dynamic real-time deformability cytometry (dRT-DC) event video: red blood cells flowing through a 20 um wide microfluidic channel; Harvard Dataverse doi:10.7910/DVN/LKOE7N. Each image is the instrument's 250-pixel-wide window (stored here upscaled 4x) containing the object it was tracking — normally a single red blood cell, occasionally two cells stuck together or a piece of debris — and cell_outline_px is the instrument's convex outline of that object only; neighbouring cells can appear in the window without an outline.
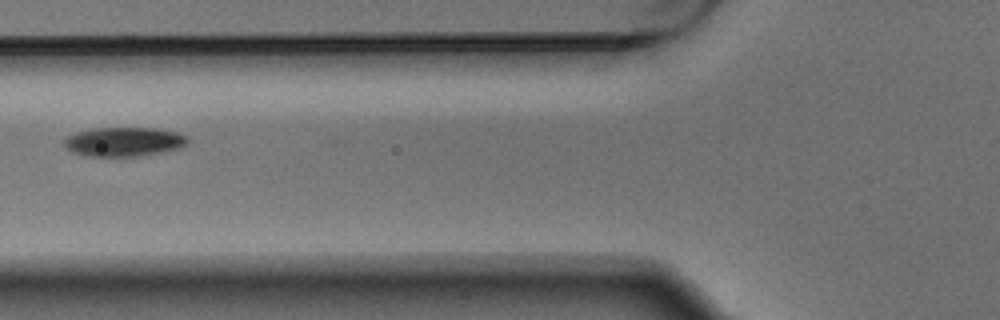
{"species": "Egyptian fruit bat (a non-hibernating species)", "species_latin": "Rousettus aegyptiacus", "temperature_condition": "warm", "stored_images_in_passage": 6, "camera_frame_rate_fps": 3000, "um_per_image_px": 0.085, "animal": {"sex": "male"}, "frame": {"image": 1, "passage_image": 6, "time_ms": 1.667, "image_size_px": [1000, 320], "cell_outline_px": [[188, 144], [180, 148], [136, 156], [84, 156], [72, 152], [64, 144], [64, 136], [76, 132], [92, 128], [156, 128], [176, 132], [188, 136]], "centroid_in_image_um": [10.51, 12.04], "position_along_channel_um": 115.3, "area_um2": 21.04}}